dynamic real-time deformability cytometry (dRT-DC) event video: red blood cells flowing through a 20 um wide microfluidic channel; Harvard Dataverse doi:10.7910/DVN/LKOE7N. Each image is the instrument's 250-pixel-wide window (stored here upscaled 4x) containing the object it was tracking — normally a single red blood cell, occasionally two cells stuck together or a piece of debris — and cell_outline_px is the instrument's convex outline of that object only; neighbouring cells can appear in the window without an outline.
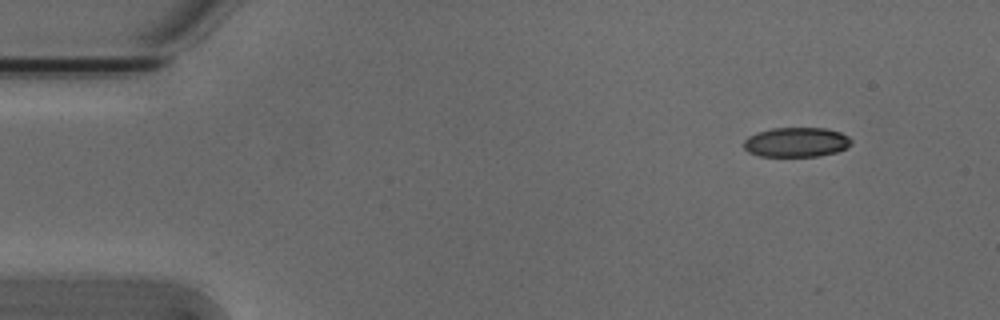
{"species": "Egyptian fruit bat (a non-hibernating species)", "species_latin": "Rousettus aegyptiacus", "temperature_condition": "cold", "stored_images_in_passage": 49, "camera_frame_rate_fps": 3000, "um_per_image_px": 0.085, "animal": {"sex": "male"}, "frame": {"image": 1, "passage_image": 1, "time_ms": 0.0, "image_size_px": [1000, 320], "cell_outline_px": [[852, 144], [836, 152], [820, 156], [760, 156], [748, 152], [744, 148], [744, 140], [748, 136], [756, 132], [772, 128], [824, 128], [840, 132], [848, 136], [852, 140]], "centroid_in_image_um": [67.67, 12.08], "position_along_channel_um": 17.3, "area_um2": 18.61}}
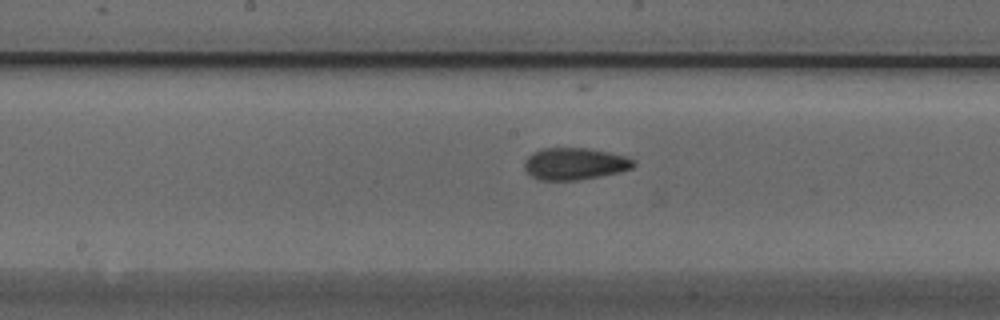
{"frame": {"image": 2, "passage_image": 23, "time_ms": 7.333, "image_size_px": [1000, 320], "cell_outline_px": [[636, 164], [632, 168], [620, 172], [600, 176], [576, 180], [540, 180], [532, 176], [524, 168], [524, 160], [532, 152], [544, 148], [588, 148], [628, 156], [636, 160]], "centroid_in_image_um": [48.88, 13.91], "position_along_channel_um": 199.3, "area_um2": 20.46}}
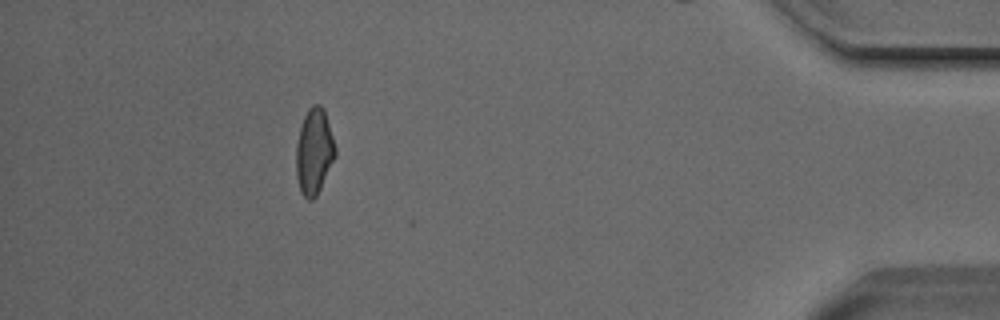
{"frame": {"image": 3, "passage_image": 44, "time_ms": 14.333, "image_size_px": [1000, 320], "cell_outline_px": [[336, 156], [316, 196], [312, 200], [308, 200], [300, 192], [296, 176], [296, 144], [300, 128], [304, 116], [308, 108], [312, 104], [320, 104], [324, 108], [336, 148]], "centroid_in_image_um": [26.69, 12.87], "position_along_channel_um": 408.5, "area_um2": 19.65}, "authors_computed_cell_mechanics": {"area_um2": 19.7098, "velocity_mm_per_s": 3.8083, "shape_relaxation_time_tau1_ms": 4.6839, "shape_relaxation_time_tau2_ms": 2.7096, "deformation_change_tau1": 0.1171, "deformation_change_tau2": 0.0783}}